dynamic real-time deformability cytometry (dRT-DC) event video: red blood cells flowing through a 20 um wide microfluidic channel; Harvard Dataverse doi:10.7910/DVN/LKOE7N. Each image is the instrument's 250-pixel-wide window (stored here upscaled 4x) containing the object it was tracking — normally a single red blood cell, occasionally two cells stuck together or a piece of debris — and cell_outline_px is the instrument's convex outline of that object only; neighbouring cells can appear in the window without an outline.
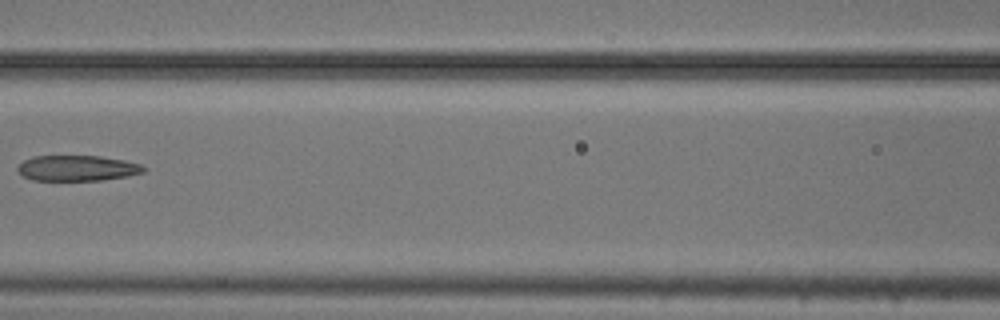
{"species": "common noctule bat (a hibernating species)", "species_latin": "Nyctalus noctula", "temperature_condition": "cold", "stored_images_in_passage": 8, "camera_frame_rate_fps": 3000, "um_per_image_px": 0.085, "animal": {"sex": "male", "body_mass_g": 20.5, "forearm_length_mm": 52.5}, "frame": {"image": 1, "passage_image": 7, "time_ms": 2.0, "image_size_px": [1000, 320], "cell_outline_px": [[148, 168], [144, 172], [128, 176], [100, 180], [32, 180], [24, 176], [16, 168], [24, 160], [32, 156], [100, 156], [124, 160], [140, 164]], "centroid_in_image_um": [6.59, 14.29], "position_along_channel_um": 160.0, "area_um2": 18.73}}
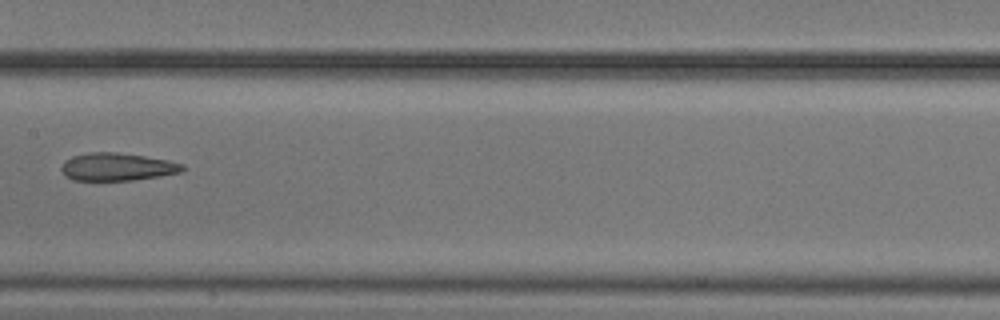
{"frame": {"image": 2, "passage_image": 8, "time_ms": 2.333, "image_size_px": [1000, 320], "cell_outline_px": [[184, 168], [180, 172], [160, 176], [132, 180], [72, 180], [64, 176], [60, 168], [64, 160], [72, 156], [88, 152], [116, 152], [144, 156], [168, 160], [184, 164]], "centroid_in_image_um": [9.91, 14.18], "position_along_channel_um": 197.5, "area_um2": 19.65}}